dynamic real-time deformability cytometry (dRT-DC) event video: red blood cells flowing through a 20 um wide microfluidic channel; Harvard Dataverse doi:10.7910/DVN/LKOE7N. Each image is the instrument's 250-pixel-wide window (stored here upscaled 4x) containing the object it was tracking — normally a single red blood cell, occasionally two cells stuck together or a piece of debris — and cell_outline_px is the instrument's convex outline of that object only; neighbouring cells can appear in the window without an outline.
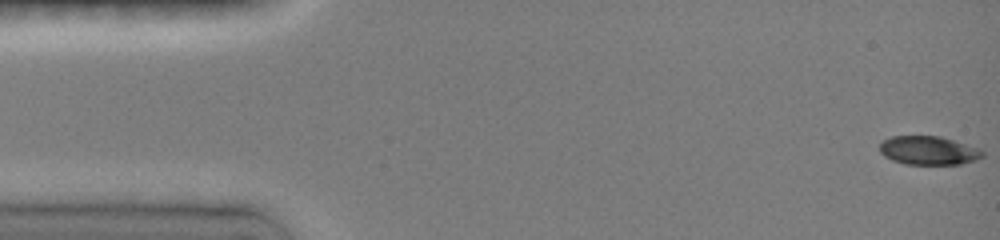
{"species": "common noctule bat (a hibernating species)", "species_latin": "Nyctalus noctula", "temperature_condition": "room temperature", "stored_images_in_passage": 48, "camera_frame_rate_fps": 3000, "um_per_image_px": 0.085, "animal": {"sex": "female", "body_mass_g": 19.0, "forearm_length_mm": 51.5}, "frame": {"image": 1, "passage_image": 1, "time_ms": 0.0, "image_size_px": [1000, 240], "cell_outline_px": [[984, 156], [976, 160], [960, 164], [904, 164], [892, 160], [884, 156], [880, 152], [880, 144], [884, 140], [892, 136], [940, 136], [980, 148], [984, 152]], "centroid_in_image_um": [78.94, 12.79], "position_along_channel_um": 6.1, "area_um2": 17.22}}
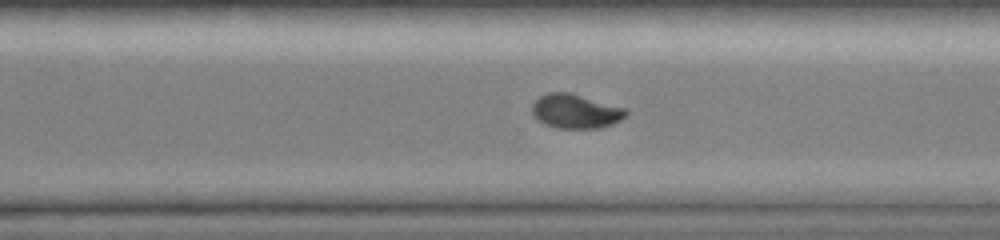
{"frame": {"image": 2, "passage_image": 34, "time_ms": 11.0, "image_size_px": [1000, 240], "cell_outline_px": [[628, 112], [620, 120], [612, 124], [600, 128], [556, 128], [544, 124], [536, 120], [532, 112], [532, 104], [540, 96], [548, 92], [568, 92], [628, 108]], "centroid_in_image_um": [48.92, 9.46], "position_along_channel_um": 321.7, "area_um2": 18.84}}
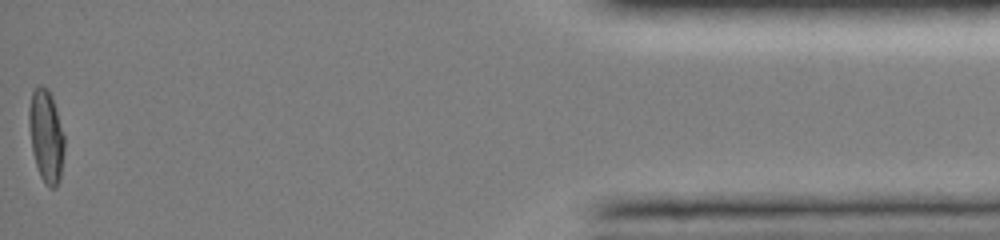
{"frame": {"image": 3, "passage_image": 48, "time_ms": 15.667, "image_size_px": [1000, 240], "cell_outline_px": [[64, 152], [60, 180], [56, 188], [48, 188], [44, 184], [40, 176], [32, 152], [28, 124], [28, 108], [32, 88], [40, 84], [48, 88], [52, 96], [64, 136]], "centroid_in_image_um": [3.9, 11.55], "position_along_channel_um": 431.3, "area_um2": 19.54}, "authors_computed_cell_mechanics": {"area_um2": 18.7561, "velocity_mm_per_s": 4.0249, "shape_relaxation_time_tau1_ms": 5.3386, "shape_relaxation_time_tau2_ms": 1.6956, "deformation_change_tau1": 0.2036, "deformation_change_tau2": 0.0261}}